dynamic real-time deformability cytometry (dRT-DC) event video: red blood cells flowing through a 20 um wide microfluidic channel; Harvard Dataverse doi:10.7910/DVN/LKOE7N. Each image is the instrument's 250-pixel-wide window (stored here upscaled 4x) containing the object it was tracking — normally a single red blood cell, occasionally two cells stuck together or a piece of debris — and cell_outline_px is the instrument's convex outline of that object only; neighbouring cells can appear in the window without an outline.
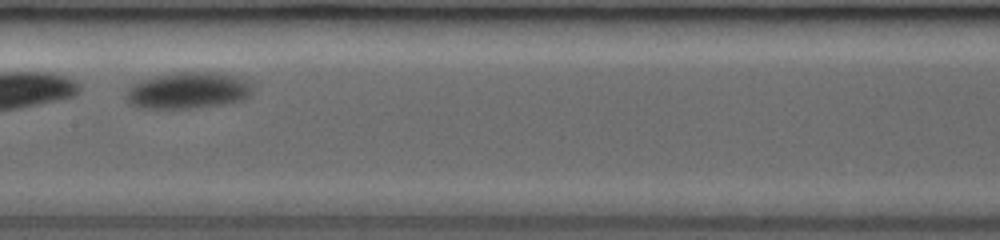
{"species": "common noctule bat (a hibernating species)", "species_latin": "Nyctalus noctula", "temperature_condition": "room temperature", "stored_images_in_passage": 17, "camera_frame_rate_fps": 3000, "um_per_image_px": 0.085, "animal": {"sex": "female", "body_mass_g": 19.0, "forearm_length_mm": 53.3}, "frame": {"image": 1, "passage_image": 12, "time_ms": 3.667, "image_size_px": [1000, 240], "cell_outline_px": [[252, 92], [244, 100], [220, 104], [192, 108], [136, 108], [128, 104], [124, 96], [124, 92], [132, 84], [140, 80], [156, 76], [176, 72], [208, 72], [232, 76], [248, 80], [252, 84]], "centroid_in_image_um": [15.91, 7.7], "position_along_channel_um": 191.5, "area_um2": 26.99}}
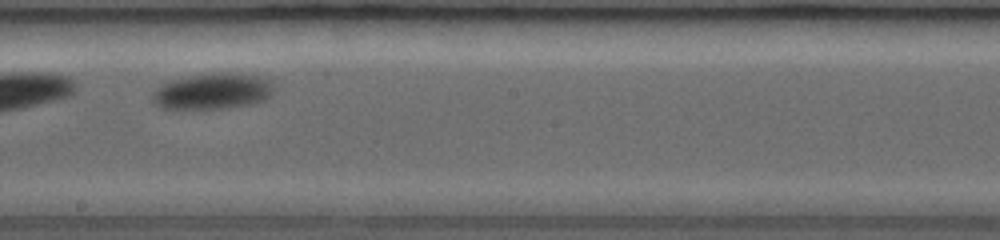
{"frame": {"image": 2, "passage_image": 15, "time_ms": 4.667, "image_size_px": [1000, 240], "cell_outline_px": [[272, 96], [264, 100], [248, 104], [220, 108], [160, 108], [152, 100], [152, 92], [160, 84], [168, 80], [212, 72], [240, 72], [256, 76], [268, 80], [272, 84]], "centroid_in_image_um": [18.03, 7.73], "position_along_channel_um": 230.2, "area_um2": 25.49}}